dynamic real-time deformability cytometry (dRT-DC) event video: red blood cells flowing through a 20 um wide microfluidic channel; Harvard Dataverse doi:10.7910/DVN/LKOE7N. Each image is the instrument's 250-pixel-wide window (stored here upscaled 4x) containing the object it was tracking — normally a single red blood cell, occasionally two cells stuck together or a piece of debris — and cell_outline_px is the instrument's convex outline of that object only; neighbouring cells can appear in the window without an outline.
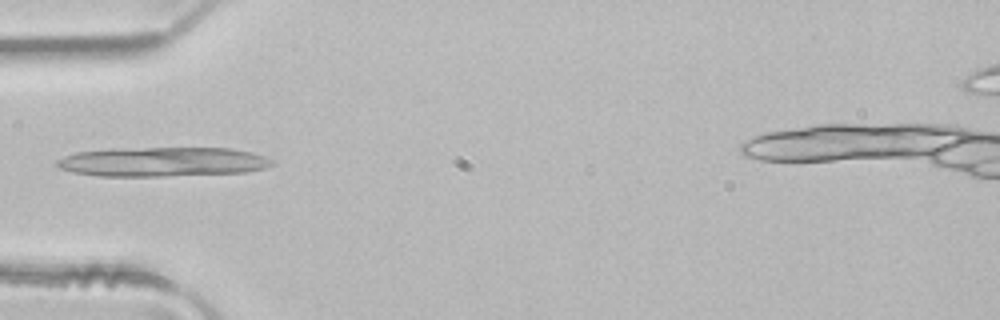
{"species": "common noctule bat (a hibernating species)", "species_latin": "Nyctalus noctula", "temperature_condition": "room temperature", "stored_images_in_passage": 1, "camera_frame_rate_fps": 3000, "um_per_image_px": 0.085, "animal": {"sex": "male", "body_mass_g": 21.5, "forearm_length_mm": 52.0}, "frame": {"image": 1, "passage_image": 1, "time_ms": 0.0, "image_size_px": [1000, 320], "cell_outline_px": [[276, 164], [264, 168], [244, 172], [164, 176], [100, 176], [76, 172], [60, 168], [56, 164], [56, 160], [64, 156], [76, 152], [108, 148], [232, 148], [252, 152], [264, 156], [272, 160]], "centroid_in_image_um": [13.82, 13.74], "position_along_channel_um": 71.2, "area_um2": 36.93}}